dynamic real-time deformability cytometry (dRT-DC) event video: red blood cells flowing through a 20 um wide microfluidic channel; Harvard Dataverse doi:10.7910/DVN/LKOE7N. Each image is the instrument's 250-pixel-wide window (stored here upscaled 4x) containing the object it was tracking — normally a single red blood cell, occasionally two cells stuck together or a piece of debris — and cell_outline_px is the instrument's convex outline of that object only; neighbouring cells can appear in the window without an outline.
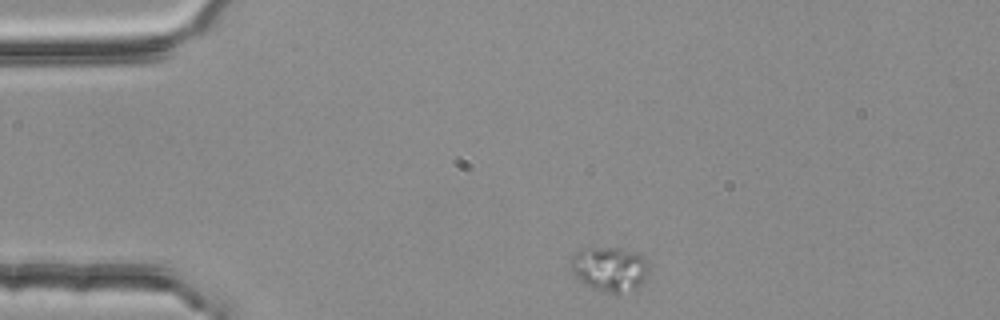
{"species": "common noctule bat (a hibernating species)", "species_latin": "Nyctalus noctula", "temperature_condition": "room temperature", "stored_images_in_passage": 2, "camera_frame_rate_fps": 3000, "um_per_image_px": 0.085, "animal": {"sex": "female", "body_mass_g": 25.1}, "frame": {"image": 1, "passage_image": 1, "time_ms": 0.0, "image_size_px": [1000, 320], "cell_outline_px": [[648, 276], [632, 292], [616, 296], [592, 288], [584, 284], [572, 272], [568, 260], [576, 252], [584, 248], [620, 248], [644, 256], [648, 260]], "centroid_in_image_um": [51.83, 22.9], "position_along_channel_um": 33.2, "area_um2": 20.87}}